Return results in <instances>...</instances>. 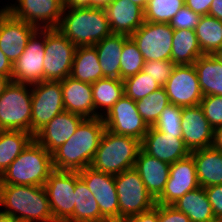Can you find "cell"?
<instances>
[{
    "label": "cell",
    "instance_id": "d6986e66",
    "mask_svg": "<svg viewBox=\"0 0 222 222\" xmlns=\"http://www.w3.org/2000/svg\"><path fill=\"white\" fill-rule=\"evenodd\" d=\"M182 139L190 152L212 146L214 129L200 105L182 108Z\"/></svg>",
    "mask_w": 222,
    "mask_h": 222
},
{
    "label": "cell",
    "instance_id": "7a4b0ae2",
    "mask_svg": "<svg viewBox=\"0 0 222 222\" xmlns=\"http://www.w3.org/2000/svg\"><path fill=\"white\" fill-rule=\"evenodd\" d=\"M0 206L20 222H55L44 186L0 184Z\"/></svg>",
    "mask_w": 222,
    "mask_h": 222
},
{
    "label": "cell",
    "instance_id": "83f0119b",
    "mask_svg": "<svg viewBox=\"0 0 222 222\" xmlns=\"http://www.w3.org/2000/svg\"><path fill=\"white\" fill-rule=\"evenodd\" d=\"M70 76L90 84L102 79V69L94 45L76 47Z\"/></svg>",
    "mask_w": 222,
    "mask_h": 222
},
{
    "label": "cell",
    "instance_id": "7c38bea8",
    "mask_svg": "<svg viewBox=\"0 0 222 222\" xmlns=\"http://www.w3.org/2000/svg\"><path fill=\"white\" fill-rule=\"evenodd\" d=\"M174 29L169 23H144L130 36L144 61L171 60Z\"/></svg>",
    "mask_w": 222,
    "mask_h": 222
},
{
    "label": "cell",
    "instance_id": "5b68a950",
    "mask_svg": "<svg viewBox=\"0 0 222 222\" xmlns=\"http://www.w3.org/2000/svg\"><path fill=\"white\" fill-rule=\"evenodd\" d=\"M141 141L131 136L117 135L105 129L91 167L112 175L134 168Z\"/></svg>",
    "mask_w": 222,
    "mask_h": 222
},
{
    "label": "cell",
    "instance_id": "ab89813d",
    "mask_svg": "<svg viewBox=\"0 0 222 222\" xmlns=\"http://www.w3.org/2000/svg\"><path fill=\"white\" fill-rule=\"evenodd\" d=\"M175 64L172 60H152L145 61L142 71L149 74L162 87L170 78Z\"/></svg>",
    "mask_w": 222,
    "mask_h": 222
},
{
    "label": "cell",
    "instance_id": "11a10c76",
    "mask_svg": "<svg viewBox=\"0 0 222 222\" xmlns=\"http://www.w3.org/2000/svg\"><path fill=\"white\" fill-rule=\"evenodd\" d=\"M129 1H131L133 4L140 6L143 10H145L148 3V0H129Z\"/></svg>",
    "mask_w": 222,
    "mask_h": 222
},
{
    "label": "cell",
    "instance_id": "f6af8a7d",
    "mask_svg": "<svg viewBox=\"0 0 222 222\" xmlns=\"http://www.w3.org/2000/svg\"><path fill=\"white\" fill-rule=\"evenodd\" d=\"M158 204L150 210L123 218L122 222H158Z\"/></svg>",
    "mask_w": 222,
    "mask_h": 222
},
{
    "label": "cell",
    "instance_id": "8fae6325",
    "mask_svg": "<svg viewBox=\"0 0 222 222\" xmlns=\"http://www.w3.org/2000/svg\"><path fill=\"white\" fill-rule=\"evenodd\" d=\"M46 29H36L22 55L13 63L11 81L33 85L44 81Z\"/></svg>",
    "mask_w": 222,
    "mask_h": 222
},
{
    "label": "cell",
    "instance_id": "277c9868",
    "mask_svg": "<svg viewBox=\"0 0 222 222\" xmlns=\"http://www.w3.org/2000/svg\"><path fill=\"white\" fill-rule=\"evenodd\" d=\"M53 170L52 154L33 139L0 176V184L44 186Z\"/></svg>",
    "mask_w": 222,
    "mask_h": 222
},
{
    "label": "cell",
    "instance_id": "680465c9",
    "mask_svg": "<svg viewBox=\"0 0 222 222\" xmlns=\"http://www.w3.org/2000/svg\"><path fill=\"white\" fill-rule=\"evenodd\" d=\"M104 222H122L121 220H109V221H104Z\"/></svg>",
    "mask_w": 222,
    "mask_h": 222
},
{
    "label": "cell",
    "instance_id": "ba28073f",
    "mask_svg": "<svg viewBox=\"0 0 222 222\" xmlns=\"http://www.w3.org/2000/svg\"><path fill=\"white\" fill-rule=\"evenodd\" d=\"M75 49L57 28L46 29L44 81H62L70 76Z\"/></svg>",
    "mask_w": 222,
    "mask_h": 222
},
{
    "label": "cell",
    "instance_id": "816d5d0a",
    "mask_svg": "<svg viewBox=\"0 0 222 222\" xmlns=\"http://www.w3.org/2000/svg\"><path fill=\"white\" fill-rule=\"evenodd\" d=\"M112 0H91V7L106 8Z\"/></svg>",
    "mask_w": 222,
    "mask_h": 222
},
{
    "label": "cell",
    "instance_id": "4dcf8cb0",
    "mask_svg": "<svg viewBox=\"0 0 222 222\" xmlns=\"http://www.w3.org/2000/svg\"><path fill=\"white\" fill-rule=\"evenodd\" d=\"M75 206L73 215L66 222H104L98 203L86 183L79 178L75 182Z\"/></svg>",
    "mask_w": 222,
    "mask_h": 222
},
{
    "label": "cell",
    "instance_id": "f546056e",
    "mask_svg": "<svg viewBox=\"0 0 222 222\" xmlns=\"http://www.w3.org/2000/svg\"><path fill=\"white\" fill-rule=\"evenodd\" d=\"M203 56L195 30L174 29L171 60L175 65H191Z\"/></svg>",
    "mask_w": 222,
    "mask_h": 222
},
{
    "label": "cell",
    "instance_id": "ffe728a7",
    "mask_svg": "<svg viewBox=\"0 0 222 222\" xmlns=\"http://www.w3.org/2000/svg\"><path fill=\"white\" fill-rule=\"evenodd\" d=\"M141 149L148 155L173 164L190 155L182 138L165 134L150 126L141 141Z\"/></svg>",
    "mask_w": 222,
    "mask_h": 222
},
{
    "label": "cell",
    "instance_id": "3957f363",
    "mask_svg": "<svg viewBox=\"0 0 222 222\" xmlns=\"http://www.w3.org/2000/svg\"><path fill=\"white\" fill-rule=\"evenodd\" d=\"M57 29L76 47L95 45L112 34L105 8L96 7L64 8Z\"/></svg>",
    "mask_w": 222,
    "mask_h": 222
},
{
    "label": "cell",
    "instance_id": "db71d44e",
    "mask_svg": "<svg viewBox=\"0 0 222 222\" xmlns=\"http://www.w3.org/2000/svg\"><path fill=\"white\" fill-rule=\"evenodd\" d=\"M0 222H20L11 215L4 214L0 211Z\"/></svg>",
    "mask_w": 222,
    "mask_h": 222
},
{
    "label": "cell",
    "instance_id": "4316f807",
    "mask_svg": "<svg viewBox=\"0 0 222 222\" xmlns=\"http://www.w3.org/2000/svg\"><path fill=\"white\" fill-rule=\"evenodd\" d=\"M172 206L183 212L190 219V222H218L204 187H198L187 192Z\"/></svg>",
    "mask_w": 222,
    "mask_h": 222
},
{
    "label": "cell",
    "instance_id": "6f0895ef",
    "mask_svg": "<svg viewBox=\"0 0 222 222\" xmlns=\"http://www.w3.org/2000/svg\"><path fill=\"white\" fill-rule=\"evenodd\" d=\"M6 6L4 5L3 8L0 9V17L6 12Z\"/></svg>",
    "mask_w": 222,
    "mask_h": 222
},
{
    "label": "cell",
    "instance_id": "4fadbf2b",
    "mask_svg": "<svg viewBox=\"0 0 222 222\" xmlns=\"http://www.w3.org/2000/svg\"><path fill=\"white\" fill-rule=\"evenodd\" d=\"M105 128L117 135L143 140L149 126L137 111L136 102L123 95L102 117Z\"/></svg>",
    "mask_w": 222,
    "mask_h": 222
},
{
    "label": "cell",
    "instance_id": "d590c367",
    "mask_svg": "<svg viewBox=\"0 0 222 222\" xmlns=\"http://www.w3.org/2000/svg\"><path fill=\"white\" fill-rule=\"evenodd\" d=\"M185 6V0H148L144 21L170 23L175 14Z\"/></svg>",
    "mask_w": 222,
    "mask_h": 222
},
{
    "label": "cell",
    "instance_id": "8d00e7d4",
    "mask_svg": "<svg viewBox=\"0 0 222 222\" xmlns=\"http://www.w3.org/2000/svg\"><path fill=\"white\" fill-rule=\"evenodd\" d=\"M120 60V79L124 80L142 71L145 63L137 44L129 37L123 45Z\"/></svg>",
    "mask_w": 222,
    "mask_h": 222
},
{
    "label": "cell",
    "instance_id": "484cf974",
    "mask_svg": "<svg viewBox=\"0 0 222 222\" xmlns=\"http://www.w3.org/2000/svg\"><path fill=\"white\" fill-rule=\"evenodd\" d=\"M129 37L124 34H111L94 45L102 69V78L120 79L121 53L124 42Z\"/></svg>",
    "mask_w": 222,
    "mask_h": 222
},
{
    "label": "cell",
    "instance_id": "d4e9b609",
    "mask_svg": "<svg viewBox=\"0 0 222 222\" xmlns=\"http://www.w3.org/2000/svg\"><path fill=\"white\" fill-rule=\"evenodd\" d=\"M193 157L200 187L222 184V151L210 146L194 150Z\"/></svg>",
    "mask_w": 222,
    "mask_h": 222
},
{
    "label": "cell",
    "instance_id": "f1b7e54d",
    "mask_svg": "<svg viewBox=\"0 0 222 222\" xmlns=\"http://www.w3.org/2000/svg\"><path fill=\"white\" fill-rule=\"evenodd\" d=\"M203 96H222V63L215 55H203L193 63Z\"/></svg>",
    "mask_w": 222,
    "mask_h": 222
},
{
    "label": "cell",
    "instance_id": "bcb514c9",
    "mask_svg": "<svg viewBox=\"0 0 222 222\" xmlns=\"http://www.w3.org/2000/svg\"><path fill=\"white\" fill-rule=\"evenodd\" d=\"M213 0H185V6L201 16L208 15Z\"/></svg>",
    "mask_w": 222,
    "mask_h": 222
},
{
    "label": "cell",
    "instance_id": "f907efd6",
    "mask_svg": "<svg viewBox=\"0 0 222 222\" xmlns=\"http://www.w3.org/2000/svg\"><path fill=\"white\" fill-rule=\"evenodd\" d=\"M212 146L222 151V125L214 129Z\"/></svg>",
    "mask_w": 222,
    "mask_h": 222
},
{
    "label": "cell",
    "instance_id": "7dc6e473",
    "mask_svg": "<svg viewBox=\"0 0 222 222\" xmlns=\"http://www.w3.org/2000/svg\"><path fill=\"white\" fill-rule=\"evenodd\" d=\"M13 63L0 50V75L11 79Z\"/></svg>",
    "mask_w": 222,
    "mask_h": 222
},
{
    "label": "cell",
    "instance_id": "ee69618b",
    "mask_svg": "<svg viewBox=\"0 0 222 222\" xmlns=\"http://www.w3.org/2000/svg\"><path fill=\"white\" fill-rule=\"evenodd\" d=\"M158 222H190V219L172 205L158 204Z\"/></svg>",
    "mask_w": 222,
    "mask_h": 222
},
{
    "label": "cell",
    "instance_id": "52a82bcc",
    "mask_svg": "<svg viewBox=\"0 0 222 222\" xmlns=\"http://www.w3.org/2000/svg\"><path fill=\"white\" fill-rule=\"evenodd\" d=\"M114 180L119 202V220L150 210L156 205V200L147 191L134 168L114 175Z\"/></svg>",
    "mask_w": 222,
    "mask_h": 222
},
{
    "label": "cell",
    "instance_id": "2e32d148",
    "mask_svg": "<svg viewBox=\"0 0 222 222\" xmlns=\"http://www.w3.org/2000/svg\"><path fill=\"white\" fill-rule=\"evenodd\" d=\"M163 87L168 95L169 102L177 106L200 105L203 98L198 75L193 64L176 65Z\"/></svg>",
    "mask_w": 222,
    "mask_h": 222
},
{
    "label": "cell",
    "instance_id": "681fc988",
    "mask_svg": "<svg viewBox=\"0 0 222 222\" xmlns=\"http://www.w3.org/2000/svg\"><path fill=\"white\" fill-rule=\"evenodd\" d=\"M64 8L91 7V0H62Z\"/></svg>",
    "mask_w": 222,
    "mask_h": 222
},
{
    "label": "cell",
    "instance_id": "f35d334b",
    "mask_svg": "<svg viewBox=\"0 0 222 222\" xmlns=\"http://www.w3.org/2000/svg\"><path fill=\"white\" fill-rule=\"evenodd\" d=\"M182 108L181 106L170 103L162 111L152 127L162 133L174 135L175 138H182Z\"/></svg>",
    "mask_w": 222,
    "mask_h": 222
},
{
    "label": "cell",
    "instance_id": "30bf717a",
    "mask_svg": "<svg viewBox=\"0 0 222 222\" xmlns=\"http://www.w3.org/2000/svg\"><path fill=\"white\" fill-rule=\"evenodd\" d=\"M31 134L34 136L56 115L65 111L61 81H42L31 85Z\"/></svg>",
    "mask_w": 222,
    "mask_h": 222
},
{
    "label": "cell",
    "instance_id": "c3c4849f",
    "mask_svg": "<svg viewBox=\"0 0 222 222\" xmlns=\"http://www.w3.org/2000/svg\"><path fill=\"white\" fill-rule=\"evenodd\" d=\"M208 15L222 21V0L212 1Z\"/></svg>",
    "mask_w": 222,
    "mask_h": 222
},
{
    "label": "cell",
    "instance_id": "60d3db41",
    "mask_svg": "<svg viewBox=\"0 0 222 222\" xmlns=\"http://www.w3.org/2000/svg\"><path fill=\"white\" fill-rule=\"evenodd\" d=\"M200 106L203 109L204 116L213 129L222 125V96H203L200 101Z\"/></svg>",
    "mask_w": 222,
    "mask_h": 222
},
{
    "label": "cell",
    "instance_id": "cb8c5ba5",
    "mask_svg": "<svg viewBox=\"0 0 222 222\" xmlns=\"http://www.w3.org/2000/svg\"><path fill=\"white\" fill-rule=\"evenodd\" d=\"M134 169L140 175L145 188L156 200L164 191L170 175V164L139 150Z\"/></svg>",
    "mask_w": 222,
    "mask_h": 222
},
{
    "label": "cell",
    "instance_id": "44dd1931",
    "mask_svg": "<svg viewBox=\"0 0 222 222\" xmlns=\"http://www.w3.org/2000/svg\"><path fill=\"white\" fill-rule=\"evenodd\" d=\"M84 119L78 114L63 111L41 128L34 139L52 154L76 132Z\"/></svg>",
    "mask_w": 222,
    "mask_h": 222
},
{
    "label": "cell",
    "instance_id": "ac0fdd59",
    "mask_svg": "<svg viewBox=\"0 0 222 222\" xmlns=\"http://www.w3.org/2000/svg\"><path fill=\"white\" fill-rule=\"evenodd\" d=\"M37 28L6 11L0 17V50L14 63L24 52L27 41Z\"/></svg>",
    "mask_w": 222,
    "mask_h": 222
},
{
    "label": "cell",
    "instance_id": "9f6ffc18",
    "mask_svg": "<svg viewBox=\"0 0 222 222\" xmlns=\"http://www.w3.org/2000/svg\"><path fill=\"white\" fill-rule=\"evenodd\" d=\"M214 55L222 63V49L218 50Z\"/></svg>",
    "mask_w": 222,
    "mask_h": 222
},
{
    "label": "cell",
    "instance_id": "5bb4252c",
    "mask_svg": "<svg viewBox=\"0 0 222 222\" xmlns=\"http://www.w3.org/2000/svg\"><path fill=\"white\" fill-rule=\"evenodd\" d=\"M6 10L15 18L34 25L37 29L57 28L62 13V0H15ZM41 22V23H40Z\"/></svg>",
    "mask_w": 222,
    "mask_h": 222
},
{
    "label": "cell",
    "instance_id": "7402d4cb",
    "mask_svg": "<svg viewBox=\"0 0 222 222\" xmlns=\"http://www.w3.org/2000/svg\"><path fill=\"white\" fill-rule=\"evenodd\" d=\"M105 11L112 34L131 36L144 23V10L129 0H112Z\"/></svg>",
    "mask_w": 222,
    "mask_h": 222
},
{
    "label": "cell",
    "instance_id": "603a6c76",
    "mask_svg": "<svg viewBox=\"0 0 222 222\" xmlns=\"http://www.w3.org/2000/svg\"><path fill=\"white\" fill-rule=\"evenodd\" d=\"M63 106L65 111L84 118H95L92 85L66 77L61 81Z\"/></svg>",
    "mask_w": 222,
    "mask_h": 222
},
{
    "label": "cell",
    "instance_id": "e0dca14e",
    "mask_svg": "<svg viewBox=\"0 0 222 222\" xmlns=\"http://www.w3.org/2000/svg\"><path fill=\"white\" fill-rule=\"evenodd\" d=\"M200 187L196 166L191 155L170 164V175L164 191L156 199V204L173 205L187 192Z\"/></svg>",
    "mask_w": 222,
    "mask_h": 222
},
{
    "label": "cell",
    "instance_id": "8992f818",
    "mask_svg": "<svg viewBox=\"0 0 222 222\" xmlns=\"http://www.w3.org/2000/svg\"><path fill=\"white\" fill-rule=\"evenodd\" d=\"M31 114V85L11 81L0 95V130L31 133Z\"/></svg>",
    "mask_w": 222,
    "mask_h": 222
},
{
    "label": "cell",
    "instance_id": "b9f144b4",
    "mask_svg": "<svg viewBox=\"0 0 222 222\" xmlns=\"http://www.w3.org/2000/svg\"><path fill=\"white\" fill-rule=\"evenodd\" d=\"M201 15L194 13L190 8L184 6L182 7L175 16L171 19L169 25L173 29H192L195 30V27L200 21Z\"/></svg>",
    "mask_w": 222,
    "mask_h": 222
},
{
    "label": "cell",
    "instance_id": "836d02e7",
    "mask_svg": "<svg viewBox=\"0 0 222 222\" xmlns=\"http://www.w3.org/2000/svg\"><path fill=\"white\" fill-rule=\"evenodd\" d=\"M200 49L203 55H214L222 49V21L215 17L201 16L195 27Z\"/></svg>",
    "mask_w": 222,
    "mask_h": 222
},
{
    "label": "cell",
    "instance_id": "1f68e13d",
    "mask_svg": "<svg viewBox=\"0 0 222 222\" xmlns=\"http://www.w3.org/2000/svg\"><path fill=\"white\" fill-rule=\"evenodd\" d=\"M91 85L95 117H103L125 95L124 83L121 79L102 78ZM98 109L101 110H99L100 113Z\"/></svg>",
    "mask_w": 222,
    "mask_h": 222
},
{
    "label": "cell",
    "instance_id": "7bdbcfd3",
    "mask_svg": "<svg viewBox=\"0 0 222 222\" xmlns=\"http://www.w3.org/2000/svg\"><path fill=\"white\" fill-rule=\"evenodd\" d=\"M208 201L218 222H222V184L205 187Z\"/></svg>",
    "mask_w": 222,
    "mask_h": 222
},
{
    "label": "cell",
    "instance_id": "9c48e42d",
    "mask_svg": "<svg viewBox=\"0 0 222 222\" xmlns=\"http://www.w3.org/2000/svg\"><path fill=\"white\" fill-rule=\"evenodd\" d=\"M78 171L54 169L44 184L50 208L55 222H66L75 206V182L79 179Z\"/></svg>",
    "mask_w": 222,
    "mask_h": 222
},
{
    "label": "cell",
    "instance_id": "9a60e30c",
    "mask_svg": "<svg viewBox=\"0 0 222 222\" xmlns=\"http://www.w3.org/2000/svg\"><path fill=\"white\" fill-rule=\"evenodd\" d=\"M79 177L93 193L101 216L106 220H119V202L114 175L104 173L88 166L78 171Z\"/></svg>",
    "mask_w": 222,
    "mask_h": 222
},
{
    "label": "cell",
    "instance_id": "6da1fadb",
    "mask_svg": "<svg viewBox=\"0 0 222 222\" xmlns=\"http://www.w3.org/2000/svg\"><path fill=\"white\" fill-rule=\"evenodd\" d=\"M105 129L102 117L85 118L76 132L52 153L53 168L80 171L90 166Z\"/></svg>",
    "mask_w": 222,
    "mask_h": 222
},
{
    "label": "cell",
    "instance_id": "e575fe53",
    "mask_svg": "<svg viewBox=\"0 0 222 222\" xmlns=\"http://www.w3.org/2000/svg\"><path fill=\"white\" fill-rule=\"evenodd\" d=\"M135 102L138 113L149 127L156 123L159 115L170 104L164 87L153 91L149 96Z\"/></svg>",
    "mask_w": 222,
    "mask_h": 222
},
{
    "label": "cell",
    "instance_id": "d6a6232c",
    "mask_svg": "<svg viewBox=\"0 0 222 222\" xmlns=\"http://www.w3.org/2000/svg\"><path fill=\"white\" fill-rule=\"evenodd\" d=\"M33 139L29 132L0 130V176Z\"/></svg>",
    "mask_w": 222,
    "mask_h": 222
},
{
    "label": "cell",
    "instance_id": "74e56055",
    "mask_svg": "<svg viewBox=\"0 0 222 222\" xmlns=\"http://www.w3.org/2000/svg\"><path fill=\"white\" fill-rule=\"evenodd\" d=\"M123 83L125 95L134 101H139L162 87L143 71L124 79Z\"/></svg>",
    "mask_w": 222,
    "mask_h": 222
},
{
    "label": "cell",
    "instance_id": "f5cc1de1",
    "mask_svg": "<svg viewBox=\"0 0 222 222\" xmlns=\"http://www.w3.org/2000/svg\"><path fill=\"white\" fill-rule=\"evenodd\" d=\"M11 79L0 75V95L5 91V88L9 85Z\"/></svg>",
    "mask_w": 222,
    "mask_h": 222
}]
</instances>
